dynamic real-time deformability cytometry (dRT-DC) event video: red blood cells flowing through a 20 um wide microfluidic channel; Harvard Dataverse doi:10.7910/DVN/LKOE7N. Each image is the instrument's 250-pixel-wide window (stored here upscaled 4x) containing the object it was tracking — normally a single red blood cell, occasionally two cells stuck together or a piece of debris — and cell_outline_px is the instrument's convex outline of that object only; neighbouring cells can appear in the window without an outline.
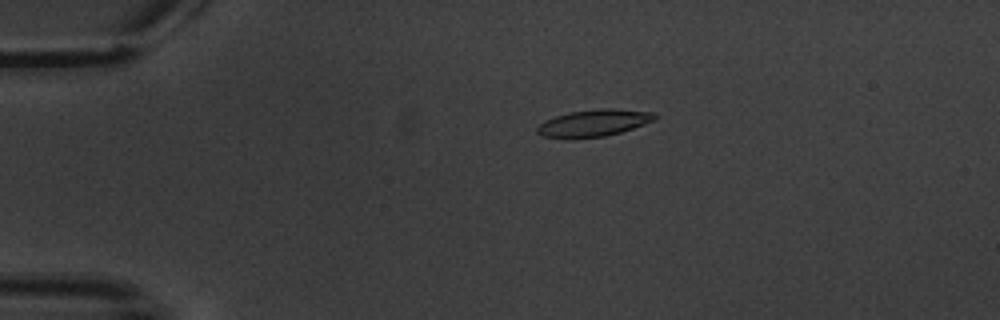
{"species": "common noctule bat (a hibernating species)", "species_latin": "Nyctalus noctula", "temperature_condition": "warm", "stored_images_in_passage": 6, "camera_frame_rate_fps": 3000, "um_per_image_px": 0.085, "animal": {"sex": "male", "body_mass_g": 20.1, "forearm_length_mm": 53.5}, "frame": {"image": 1, "passage_image": 4, "time_ms": 4.0, "image_size_px": [1000, 320], "cell_outline_px": [[656, 120], [620, 132], [604, 136], [572, 140], [544, 136], [536, 132], [536, 128], [544, 120], [568, 112], [600, 108], [612, 108], [652, 112], [656, 116]], "centroid_in_image_um": [50.42, 10.47], "position_along_channel_um": 34.6, "area_um2": 18.67}}
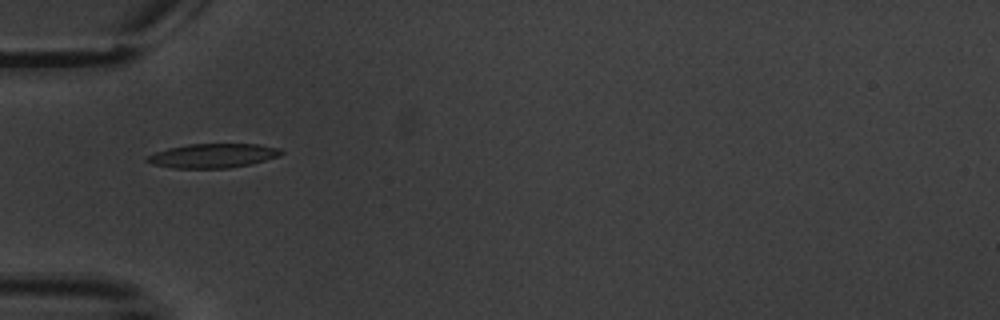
{"frame": {"image": 2, "passage_image": 6, "time_ms": 6.333, "image_size_px": [1000, 320], "cell_outline_px": [[284, 152], [280, 156], [252, 164], [228, 168], [172, 168], [152, 164], [144, 160], [144, 156], [168, 148], [188, 144], [260, 144], [280, 148]], "centroid_in_image_um": [18.1, 13.23], "position_along_channel_um": 66.9, "area_um2": 19.13}}